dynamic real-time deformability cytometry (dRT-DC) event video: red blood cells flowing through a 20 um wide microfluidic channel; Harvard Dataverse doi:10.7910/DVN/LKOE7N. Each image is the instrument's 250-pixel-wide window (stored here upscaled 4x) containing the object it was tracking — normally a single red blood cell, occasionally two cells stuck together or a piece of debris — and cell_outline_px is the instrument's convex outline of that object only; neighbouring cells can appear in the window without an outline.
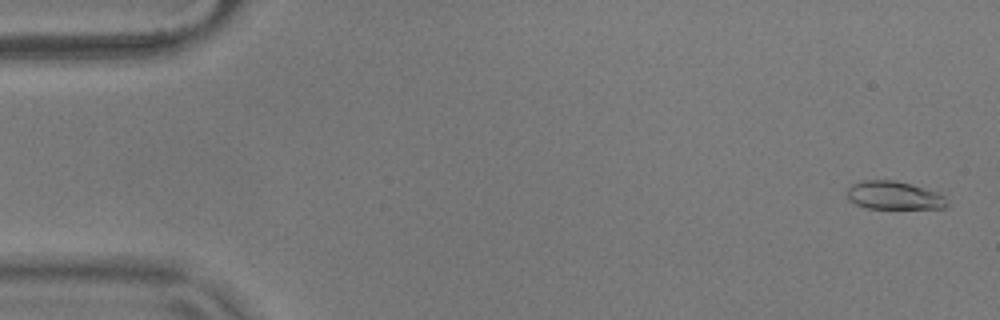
{"species": "common noctule bat (a hibernating species)", "species_latin": "Nyctalus noctula", "temperature_condition": "warm", "stored_images_in_passage": 55, "camera_frame_rate_fps": 3000, "um_per_image_px": 0.085, "animal": {"sex": "male", "body_mass_g": 17.9}, "frame": {"image": 1, "passage_image": 2, "time_ms": 0.333, "image_size_px": [1000, 320], "cell_outline_px": [[948, 204], [944, 208], [864, 208], [848, 200], [848, 188], [852, 184], [860, 180], [896, 180], [936, 192], [944, 196]], "centroid_in_image_um": [75.95, 16.61], "position_along_channel_um": 9.1, "area_um2": 16.3}}
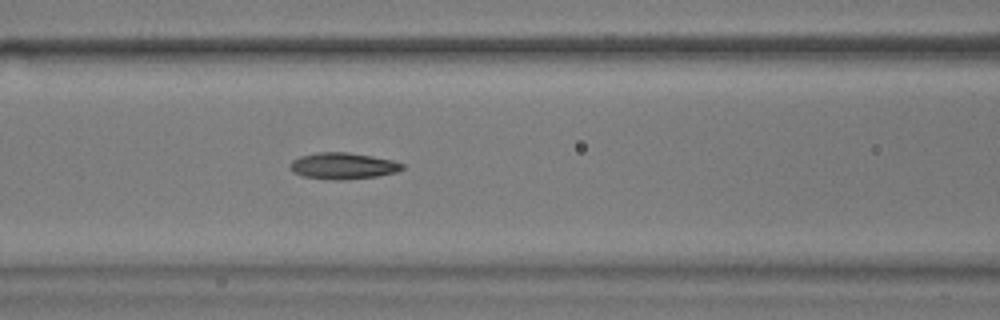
{"frame": {"image": 2, "passage_image": 23, "time_ms": 7.333, "image_size_px": [1000, 320], "cell_outline_px": [[404, 168], [396, 172], [376, 176], [344, 180], [332, 180], [304, 176], [292, 172], [292, 160], [300, 156], [316, 152], [348, 152], [372, 156], [392, 160], [404, 164]], "centroid_in_image_um": [29.17, 14.1], "position_along_channel_um": 137.4, "area_um2": 17.17}}
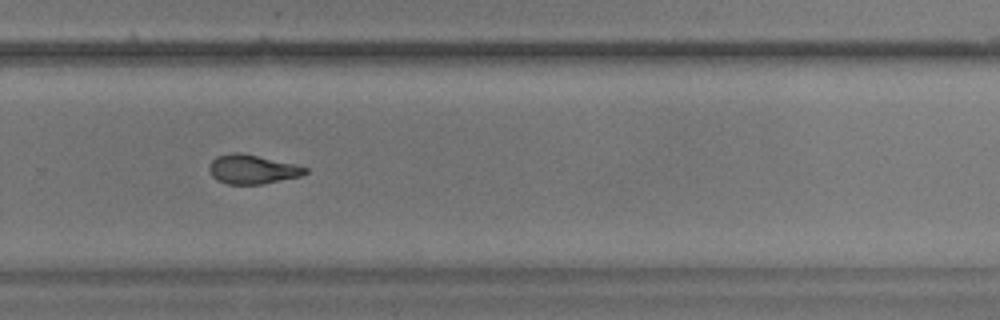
{"frame": {"image": 3, "passage_image": 37, "time_ms": 12.0, "image_size_px": [1000, 320], "cell_outline_px": [[308, 172], [300, 176], [264, 184], [228, 184], [216, 180], [212, 176], [208, 168], [212, 160], [216, 156], [232, 152], [240, 152], [292, 164], [308, 168]], "centroid_in_image_um": [21.4, 14.4], "position_along_channel_um": 308.4, "area_um2": 16.18}, "authors_computed_cell_mechanics": {"area_um2": 16.9354, "velocity_mm_per_s": 3.6678, "shape_relaxation_time_tau1_ms": 4.641, "shape_relaxation_time_tau2_ms": 3.9575, "deformation_change_tau1": 0.1613, "deformation_change_tau2": 0.101}}